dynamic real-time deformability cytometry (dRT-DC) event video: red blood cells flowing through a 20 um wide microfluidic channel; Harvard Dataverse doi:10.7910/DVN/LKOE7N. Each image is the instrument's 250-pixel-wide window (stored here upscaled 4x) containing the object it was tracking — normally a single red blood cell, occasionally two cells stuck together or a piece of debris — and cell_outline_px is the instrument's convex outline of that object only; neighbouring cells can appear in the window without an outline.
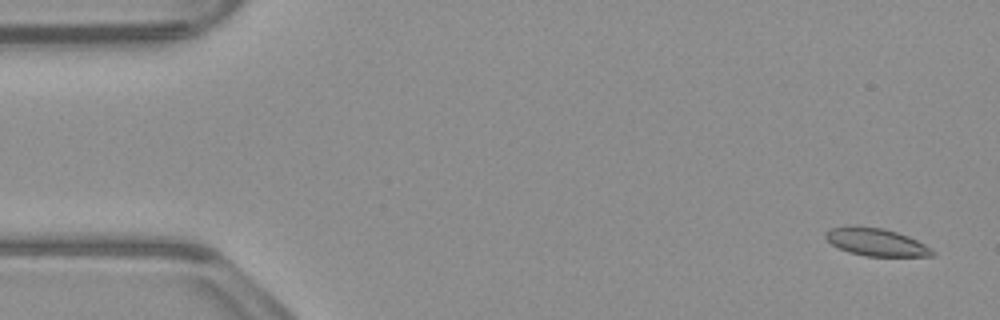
{"species": "common noctule bat (a hibernating species)", "species_latin": "Nyctalus noctula", "temperature_condition": "warm", "stored_images_in_passage": 12, "camera_frame_rate_fps": 3000, "um_per_image_px": 0.085, "animal": {"sex": "male", "body_mass_g": 23.1, "forearm_length_mm": 52.7}, "frame": {"image": 1, "passage_image": 3, "time_ms": 0.667, "image_size_px": [1000, 320], "cell_outline_px": [[936, 256], [864, 256], [848, 252], [832, 244], [824, 236], [824, 232], [832, 228], [852, 224], [884, 228], [908, 236], [932, 248], [936, 252]], "centroid_in_image_um": [74.47, 20.56], "position_along_channel_um": 10.5, "area_um2": 17.46}}